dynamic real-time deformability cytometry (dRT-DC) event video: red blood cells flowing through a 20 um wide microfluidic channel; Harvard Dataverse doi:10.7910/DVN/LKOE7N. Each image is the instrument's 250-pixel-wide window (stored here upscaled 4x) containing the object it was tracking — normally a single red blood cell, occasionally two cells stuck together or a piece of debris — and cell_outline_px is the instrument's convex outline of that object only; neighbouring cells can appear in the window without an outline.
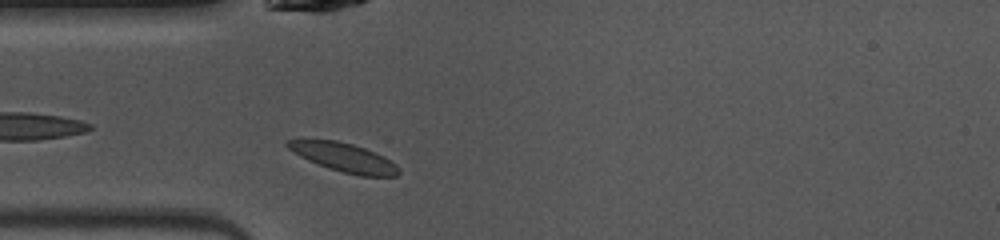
{"species": "common noctule bat (a hibernating species)", "species_latin": "Nyctalus noctula", "temperature_condition": "warm", "stored_images_in_passage": 34, "camera_frame_rate_fps": 3000, "um_per_image_px": 0.085, "animal": {"sex": "female", "body_mass_g": 10.0, "forearm_length_mm": 53.1}, "frame": {"image": 1, "passage_image": 3, "time_ms": 0.667, "image_size_px": [1000, 240], "cell_outline_px": [[400, 172], [396, 176], [360, 176], [328, 168], [308, 160], [300, 156], [288, 148], [284, 144], [288, 140], [304, 136], [336, 140], [352, 144], [376, 152], [384, 156], [396, 164], [400, 168]], "centroid_in_image_um": [29.17, 13.33], "position_along_channel_um": 55.8, "area_um2": 19.19}}
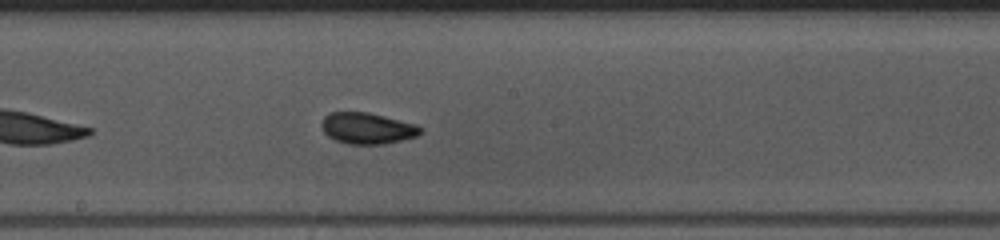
{"frame": {"image": 2, "passage_image": 15, "time_ms": 4.667, "image_size_px": [1000, 240], "cell_outline_px": [[424, 132], [416, 136], [384, 144], [348, 144], [336, 140], [328, 136], [324, 132], [320, 124], [324, 116], [328, 112], [368, 112], [416, 124], [424, 128]], "centroid_in_image_um": [31.22, 10.9], "position_along_channel_um": 217.0, "area_um2": 18.09}}
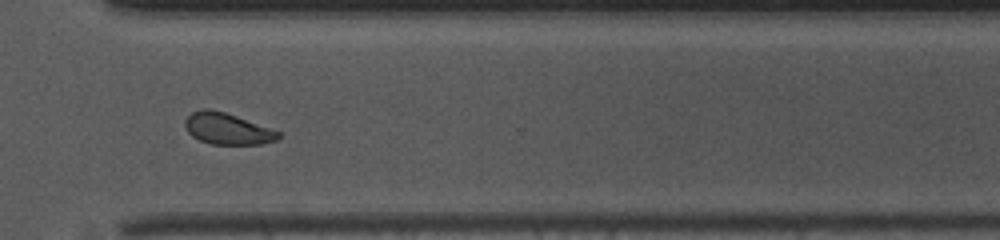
{"frame": {"image": 3, "passage_image": 25, "time_ms": 8.0, "image_size_px": [1000, 240], "cell_outline_px": [[280, 136], [276, 140], [260, 144], [212, 144], [200, 140], [192, 136], [188, 132], [184, 124], [184, 120], [192, 112], [204, 108], [208, 108], [224, 112], [236, 116], [280, 132]], "centroid_in_image_um": [19.28, 10.94], "position_along_channel_um": 351.3, "area_um2": 16.82}, "authors_computed_cell_mechanics": {"area_um2": 17.918, "velocity_mm_per_s": 4.0359, "shape_relaxation_time_tau1_ms": 6.4044, "shape_relaxation_time_tau2_ms": 1.2045, "deformation_change_tau1": 0.1387, "deformation_change_tau2": 0.0536}}